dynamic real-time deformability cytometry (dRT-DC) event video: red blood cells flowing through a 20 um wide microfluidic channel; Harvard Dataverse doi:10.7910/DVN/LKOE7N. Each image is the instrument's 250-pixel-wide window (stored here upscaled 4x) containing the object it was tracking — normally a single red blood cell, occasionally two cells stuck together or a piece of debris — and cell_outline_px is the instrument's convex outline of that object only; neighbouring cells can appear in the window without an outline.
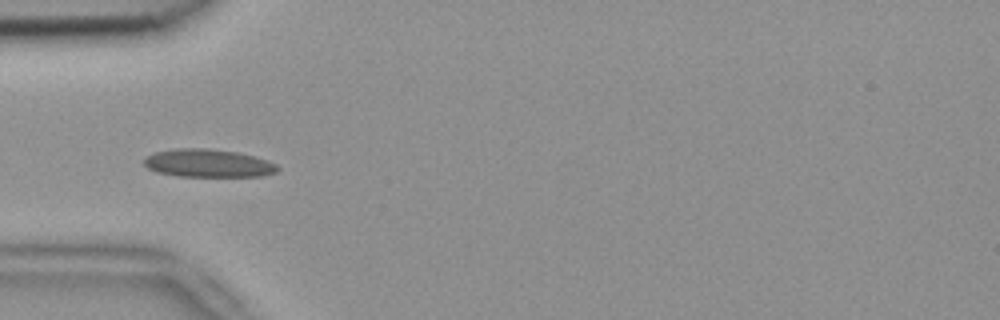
{"species": "common noctule bat (a hibernating species)", "species_latin": "Nyctalus noctula", "temperature_condition": "room temperature", "stored_images_in_passage": 5, "camera_frame_rate_fps": 3000, "um_per_image_px": 0.085, "animal": {"sex": "female", "body_mass_g": 18.4}, "frame": {"image": 1, "passage_image": 4, "time_ms": 1.0, "image_size_px": [1000, 320], "cell_outline_px": [[280, 168], [276, 172], [260, 176], [180, 176], [156, 172], [148, 168], [144, 164], [144, 156], [156, 152], [176, 148], [208, 148], [236, 152], [256, 156], [268, 160], [276, 164]], "centroid_in_image_um": [17.69, 13.86], "position_along_channel_um": 67.3, "area_um2": 21.85}}